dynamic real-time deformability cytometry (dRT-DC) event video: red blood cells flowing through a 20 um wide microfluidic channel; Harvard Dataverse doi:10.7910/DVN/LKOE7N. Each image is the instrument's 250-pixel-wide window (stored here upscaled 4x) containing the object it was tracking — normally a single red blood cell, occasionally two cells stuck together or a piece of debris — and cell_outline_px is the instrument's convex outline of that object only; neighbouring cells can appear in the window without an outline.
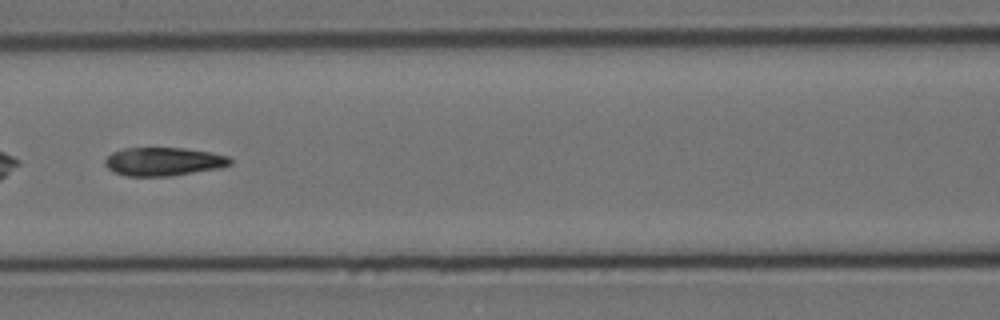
{"species": "Egyptian fruit bat (a non-hibernating species)", "species_latin": "Rousettus aegyptiacus", "temperature_condition": "cold", "stored_images_in_passage": 57, "camera_frame_rate_fps": 3000, "um_per_image_px": 0.085, "animal": {"sex": "female"}, "frame": {"image": 1, "passage_image": 25, "time_ms": 8.0, "image_size_px": [1000, 320], "cell_outline_px": [[232, 164], [220, 168], [172, 176], [128, 176], [116, 172], [108, 168], [104, 164], [104, 160], [112, 152], [124, 148], [184, 148], [208, 152], [228, 156], [232, 160]], "centroid_in_image_um": [13.91, 13.73], "position_along_channel_um": 152.7, "area_um2": 20.69}}
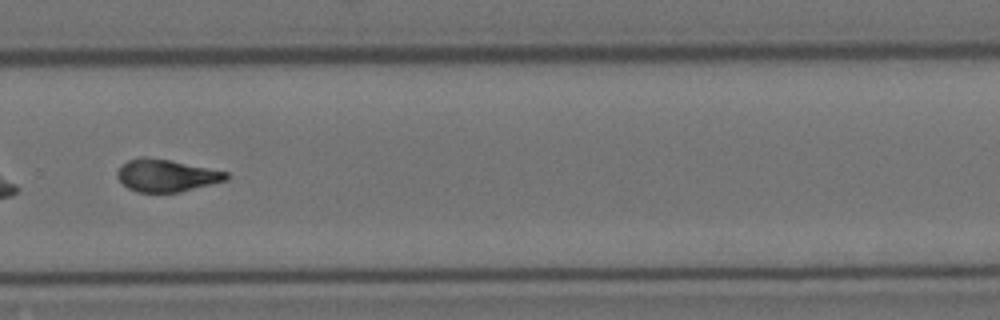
{"frame": {"image": 2, "passage_image": 39, "time_ms": 12.667, "image_size_px": [1000, 320], "cell_outline_px": [[228, 180], [180, 192], [136, 192], [128, 188], [116, 176], [116, 172], [128, 160], [140, 156], [144, 156], [168, 160], [228, 172]], "centroid_in_image_um": [14.13, 14.92], "position_along_channel_um": 315.7, "area_um2": 20.35}}
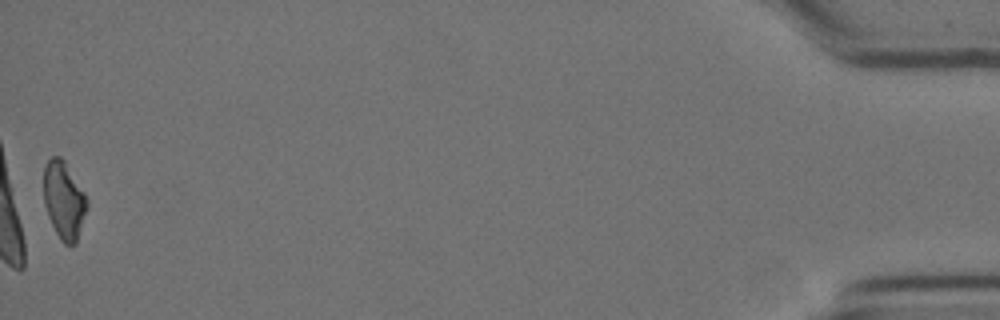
{"frame": {"image": 3, "passage_image": 57, "time_ms": 18.667, "image_size_px": [1000, 320], "cell_outline_px": [[88, 208], [76, 244], [64, 244], [60, 240], [48, 216], [44, 204], [44, 168], [48, 160], [52, 156], [60, 156], [64, 160], [84, 192], [88, 200]], "centroid_in_image_um": [5.45, 17.03], "position_along_channel_um": 429.8, "area_um2": 19.59}, "authors_computed_cell_mechanics": {"area_um2": 21.1548, "velocity_mm_per_s": 3.5146, "shape_relaxation_time_tau1_ms": 5.3883, "shape_relaxation_time_tau2_ms": 1.8499, "deformation_change_tau1": 0.198, "deformation_change_tau2": 0.0929}}